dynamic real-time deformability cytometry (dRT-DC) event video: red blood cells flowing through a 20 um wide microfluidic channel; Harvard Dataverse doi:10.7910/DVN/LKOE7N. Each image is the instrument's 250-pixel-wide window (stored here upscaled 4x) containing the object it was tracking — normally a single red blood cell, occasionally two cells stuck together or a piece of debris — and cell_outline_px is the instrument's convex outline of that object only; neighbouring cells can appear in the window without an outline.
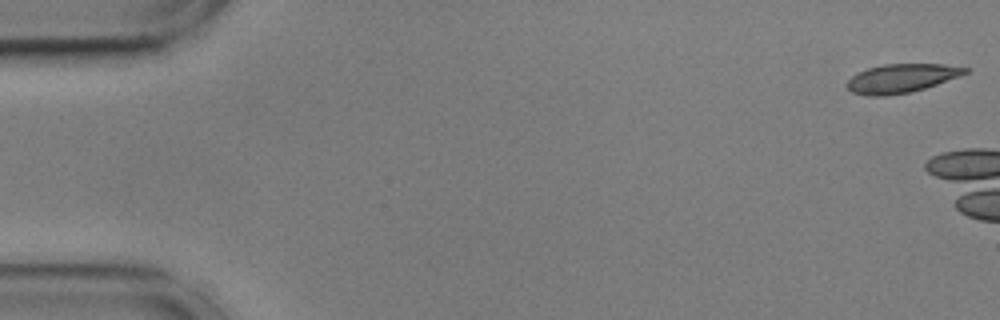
{"species": "common noctule bat (a hibernating species)", "species_latin": "Nyctalus noctula", "temperature_condition": "cold", "stored_images_in_passage": 5, "camera_frame_rate_fps": 3000, "um_per_image_px": 0.085, "animal": {"sex": "male", "body_mass_g": 17.9, "forearm_length_mm": 54.2}, "frame": {"image": 1, "passage_image": 1, "time_ms": 0.0, "image_size_px": [1000, 320], "cell_outline_px": [[968, 72], [960, 76], [924, 88], [908, 92], [884, 96], [868, 96], [852, 92], [844, 84], [852, 76], [868, 68], [884, 64], [944, 64], [968, 68]], "centroid_in_image_um": [76.6, 6.65], "position_along_channel_um": 8.4, "area_um2": 19.59}}